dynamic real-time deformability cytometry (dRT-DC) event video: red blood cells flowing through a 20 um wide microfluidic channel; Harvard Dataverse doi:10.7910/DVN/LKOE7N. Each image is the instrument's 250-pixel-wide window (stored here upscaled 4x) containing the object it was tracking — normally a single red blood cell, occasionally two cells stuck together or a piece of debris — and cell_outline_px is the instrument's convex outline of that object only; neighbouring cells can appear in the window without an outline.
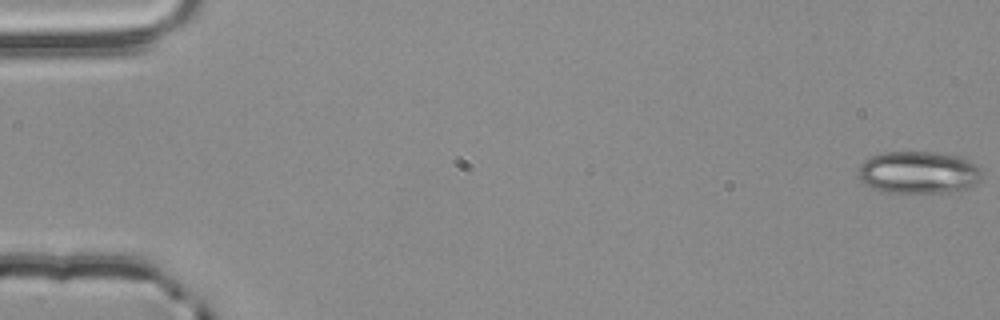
{"species": "common noctule bat (a hibernating species)", "species_latin": "Nyctalus noctula", "temperature_condition": "room temperature", "stored_images_in_passage": 56, "camera_frame_rate_fps": 3000, "um_per_image_px": 0.085, "animal": {"sex": "male", "body_mass_g": 20.4}, "frame": {"image": 1, "passage_image": 1, "time_ms": 0.0, "image_size_px": [1000, 320], "cell_outline_px": [[980, 176], [968, 188], [952, 192], [884, 192], [872, 188], [864, 184], [860, 180], [860, 164], [864, 160], [872, 156], [884, 152], [932, 152], [956, 156], [968, 160], [976, 164], [980, 168]], "centroid_in_image_um": [78.04, 14.65], "position_along_channel_um": 7.0, "area_um2": 30.11}}
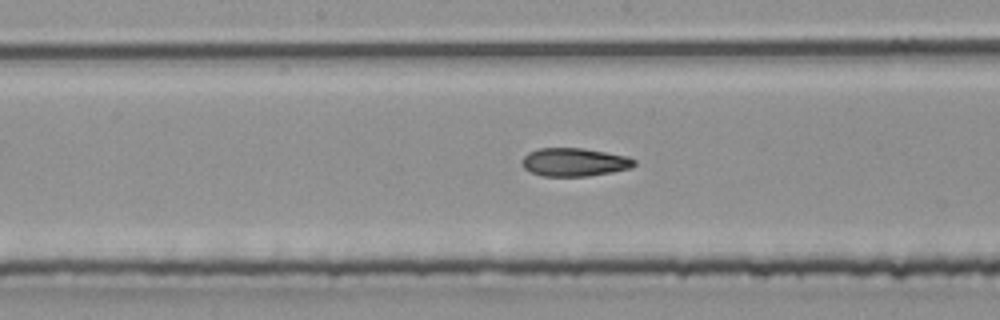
{"frame": {"image": 2, "passage_image": 29, "time_ms": 9.333, "image_size_px": [1000, 320], "cell_outline_px": [[636, 164], [632, 168], [612, 172], [588, 176], [544, 176], [532, 172], [524, 168], [520, 164], [520, 160], [528, 152], [540, 148], [584, 148], [624, 156], [636, 160]], "centroid_in_image_um": [48.79, 13.78], "position_along_channel_um": 199.4, "area_um2": 18.5}}
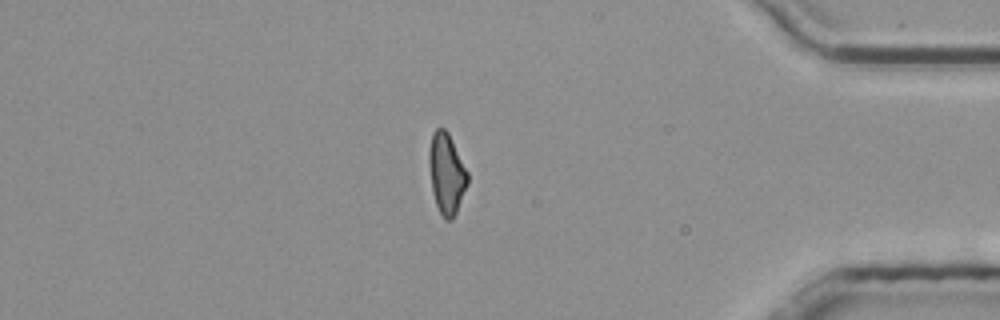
{"frame": {"image": 3, "passage_image": 47, "time_ms": 15.333, "image_size_px": [1000, 320], "cell_outline_px": [[468, 184], [456, 212], [452, 220], [444, 220], [436, 204], [432, 192], [428, 160], [428, 152], [432, 132], [436, 128], [444, 128], [448, 132], [468, 172]], "centroid_in_image_um": [37.94, 14.74], "position_along_channel_um": 397.3, "area_um2": 18.21}, "authors_computed_cell_mechanics": {"area_um2": 18.8139, "velocity_mm_per_s": 3.8636, "shape_relaxation_time_tau1_ms": null, "shape_relaxation_time_tau2_ms": 4.2071, "deformation_change_tau1": null, "deformation_change_tau2": 0.1234}}